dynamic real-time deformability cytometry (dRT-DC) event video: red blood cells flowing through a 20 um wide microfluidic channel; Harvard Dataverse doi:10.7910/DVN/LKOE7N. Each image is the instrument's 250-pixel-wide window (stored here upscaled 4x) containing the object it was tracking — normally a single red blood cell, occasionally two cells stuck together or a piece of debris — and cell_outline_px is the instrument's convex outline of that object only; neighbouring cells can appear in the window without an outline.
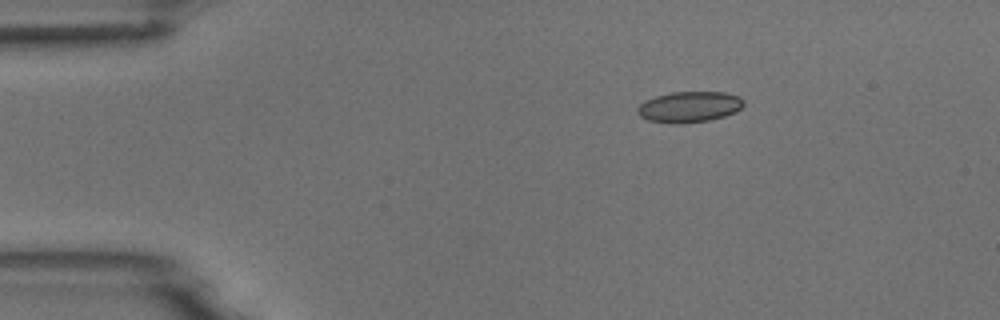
{"species": "common noctule bat (a hibernating species)", "species_latin": "Nyctalus noctula", "temperature_condition": "room temperature", "stored_images_in_passage": 3, "camera_frame_rate_fps": 3000, "um_per_image_px": 0.085, "animal": {"sex": "male", "body_mass_g": 18.8}, "frame": {"image": 1, "passage_image": 1, "time_ms": 0.0, "image_size_px": [1000, 320], "cell_outline_px": [[744, 104], [736, 112], [712, 120], [680, 124], [672, 124], [648, 120], [640, 116], [636, 112], [636, 108], [644, 100], [656, 96], [672, 92], [724, 92], [740, 96], [744, 100]], "centroid_in_image_um": [58.58, 9.09], "position_along_channel_um": 26.4, "area_um2": 19.36}}
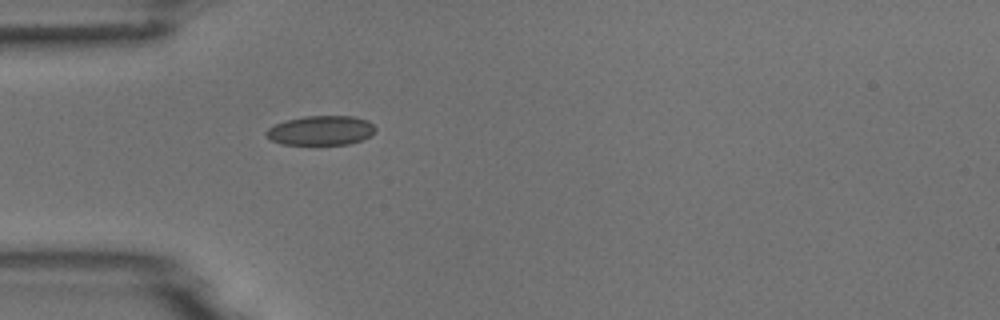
{"frame": {"image": 2, "passage_image": 3, "time_ms": 2.333, "image_size_px": [1000, 320], "cell_outline_px": [[376, 132], [360, 140], [348, 144], [280, 144], [272, 140], [264, 132], [268, 128], [276, 124], [288, 120], [304, 116], [352, 116], [368, 120], [376, 128]], "centroid_in_image_um": [27.29, 11.08], "position_along_channel_um": 57.7, "area_um2": 18.55}}